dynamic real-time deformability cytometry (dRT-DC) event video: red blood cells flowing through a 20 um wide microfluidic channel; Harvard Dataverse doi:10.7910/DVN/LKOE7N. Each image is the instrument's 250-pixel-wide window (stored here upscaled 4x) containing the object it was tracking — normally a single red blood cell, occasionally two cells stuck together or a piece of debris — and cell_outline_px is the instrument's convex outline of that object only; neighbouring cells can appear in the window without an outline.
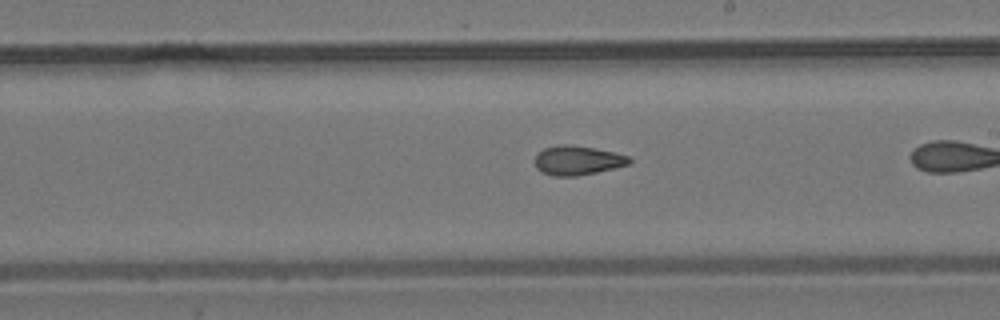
{"species": "common noctule bat (a hibernating species)", "species_latin": "Nyctalus noctula", "temperature_condition": "room temperature", "stored_images_in_passage": 27, "camera_frame_rate_fps": 3000, "um_per_image_px": 0.085, "animal": {"sex": "male", "body_mass_g": 19.2, "forearm_length_mm": 51.8}, "frame": {"image": 1, "passage_image": 16, "time_ms": 5.0, "image_size_px": [1000, 320], "cell_outline_px": [[632, 164], [596, 172], [576, 176], [552, 176], [540, 172], [536, 168], [536, 156], [544, 148], [560, 144], [572, 144], [612, 152], [628, 156], [632, 160]], "centroid_in_image_um": [49.09, 13.64], "position_along_channel_um": 239.9, "area_um2": 16.07}}